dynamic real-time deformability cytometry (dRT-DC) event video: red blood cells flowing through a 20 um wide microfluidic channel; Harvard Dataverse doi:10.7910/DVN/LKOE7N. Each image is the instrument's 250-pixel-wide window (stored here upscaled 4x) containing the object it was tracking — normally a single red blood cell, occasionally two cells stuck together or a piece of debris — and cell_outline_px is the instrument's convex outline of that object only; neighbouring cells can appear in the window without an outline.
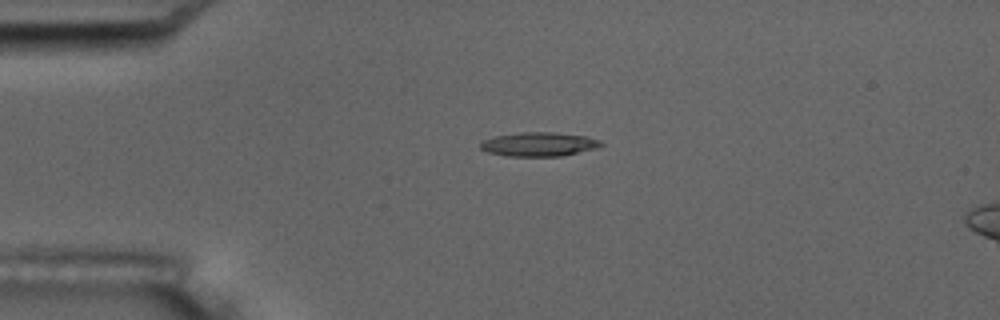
{"species": "common noctule bat (a hibernating species)", "species_latin": "Nyctalus noctula", "temperature_condition": "room temperature", "stored_images_in_passage": 5, "camera_frame_rate_fps": 3000, "um_per_image_px": 0.085, "animal": {"sex": "male", "body_mass_g": 17.5, "forearm_length_mm": 52.3}, "frame": {"image": 1, "passage_image": 4, "time_ms": 3.333, "image_size_px": [1000, 320], "cell_outline_px": [[604, 144], [600, 148], [560, 156], [504, 156], [488, 152], [480, 148], [480, 144], [484, 140], [496, 136], [520, 132], [552, 132], [588, 136], [600, 140]], "centroid_in_image_um": [45.86, 12.26], "position_along_channel_um": 39.1, "area_um2": 16.99}}